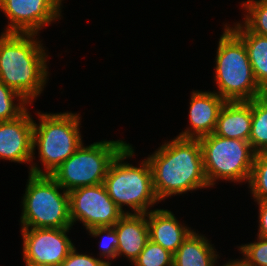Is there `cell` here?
Instances as JSON below:
<instances>
[{"label": "cell", "mask_w": 267, "mask_h": 266, "mask_svg": "<svg viewBox=\"0 0 267 266\" xmlns=\"http://www.w3.org/2000/svg\"><path fill=\"white\" fill-rule=\"evenodd\" d=\"M216 50L214 81L225 101H251L266 92L253 75L244 42L224 24Z\"/></svg>", "instance_id": "5"}, {"label": "cell", "mask_w": 267, "mask_h": 266, "mask_svg": "<svg viewBox=\"0 0 267 266\" xmlns=\"http://www.w3.org/2000/svg\"><path fill=\"white\" fill-rule=\"evenodd\" d=\"M26 266H54L51 264H45V263H34V262H24Z\"/></svg>", "instance_id": "29"}, {"label": "cell", "mask_w": 267, "mask_h": 266, "mask_svg": "<svg viewBox=\"0 0 267 266\" xmlns=\"http://www.w3.org/2000/svg\"><path fill=\"white\" fill-rule=\"evenodd\" d=\"M29 104L18 92L0 82V122L17 119Z\"/></svg>", "instance_id": "20"}, {"label": "cell", "mask_w": 267, "mask_h": 266, "mask_svg": "<svg viewBox=\"0 0 267 266\" xmlns=\"http://www.w3.org/2000/svg\"><path fill=\"white\" fill-rule=\"evenodd\" d=\"M222 266H242L236 259L229 260L227 263L223 264Z\"/></svg>", "instance_id": "28"}, {"label": "cell", "mask_w": 267, "mask_h": 266, "mask_svg": "<svg viewBox=\"0 0 267 266\" xmlns=\"http://www.w3.org/2000/svg\"><path fill=\"white\" fill-rule=\"evenodd\" d=\"M252 122L251 101H226L220 110L215 135L249 141Z\"/></svg>", "instance_id": "16"}, {"label": "cell", "mask_w": 267, "mask_h": 266, "mask_svg": "<svg viewBox=\"0 0 267 266\" xmlns=\"http://www.w3.org/2000/svg\"><path fill=\"white\" fill-rule=\"evenodd\" d=\"M91 237H101V241L98 242L100 245V259L106 261L108 265H111V259L117 258V247L119 240L117 238V232L115 228L112 227H95L88 230ZM103 235V236H102ZM102 256V258H101ZM104 257V258H103ZM106 259V260H105ZM108 260V261H107Z\"/></svg>", "instance_id": "24"}, {"label": "cell", "mask_w": 267, "mask_h": 266, "mask_svg": "<svg viewBox=\"0 0 267 266\" xmlns=\"http://www.w3.org/2000/svg\"><path fill=\"white\" fill-rule=\"evenodd\" d=\"M59 266H110L106 261L88 254L78 253L74 247Z\"/></svg>", "instance_id": "26"}, {"label": "cell", "mask_w": 267, "mask_h": 266, "mask_svg": "<svg viewBox=\"0 0 267 266\" xmlns=\"http://www.w3.org/2000/svg\"><path fill=\"white\" fill-rule=\"evenodd\" d=\"M198 140L210 187H214L217 180L248 183L256 154L248 141L220 137L214 133Z\"/></svg>", "instance_id": "7"}, {"label": "cell", "mask_w": 267, "mask_h": 266, "mask_svg": "<svg viewBox=\"0 0 267 266\" xmlns=\"http://www.w3.org/2000/svg\"><path fill=\"white\" fill-rule=\"evenodd\" d=\"M149 239L174 254L194 230L181 224L168 209H154L147 213Z\"/></svg>", "instance_id": "14"}, {"label": "cell", "mask_w": 267, "mask_h": 266, "mask_svg": "<svg viewBox=\"0 0 267 266\" xmlns=\"http://www.w3.org/2000/svg\"><path fill=\"white\" fill-rule=\"evenodd\" d=\"M153 177V186L159 201L168 197L209 188L203 155L198 139L176 136L146 157Z\"/></svg>", "instance_id": "1"}, {"label": "cell", "mask_w": 267, "mask_h": 266, "mask_svg": "<svg viewBox=\"0 0 267 266\" xmlns=\"http://www.w3.org/2000/svg\"><path fill=\"white\" fill-rule=\"evenodd\" d=\"M134 266H173V254L150 239L132 263Z\"/></svg>", "instance_id": "23"}, {"label": "cell", "mask_w": 267, "mask_h": 266, "mask_svg": "<svg viewBox=\"0 0 267 266\" xmlns=\"http://www.w3.org/2000/svg\"><path fill=\"white\" fill-rule=\"evenodd\" d=\"M248 186L254 201H267V152L255 154Z\"/></svg>", "instance_id": "22"}, {"label": "cell", "mask_w": 267, "mask_h": 266, "mask_svg": "<svg viewBox=\"0 0 267 266\" xmlns=\"http://www.w3.org/2000/svg\"><path fill=\"white\" fill-rule=\"evenodd\" d=\"M248 142L255 153L267 152V93L252 100L251 133Z\"/></svg>", "instance_id": "19"}, {"label": "cell", "mask_w": 267, "mask_h": 266, "mask_svg": "<svg viewBox=\"0 0 267 266\" xmlns=\"http://www.w3.org/2000/svg\"><path fill=\"white\" fill-rule=\"evenodd\" d=\"M225 100L216 92L193 90L190 97L189 125L177 135L181 138L199 139L214 133L217 119Z\"/></svg>", "instance_id": "13"}, {"label": "cell", "mask_w": 267, "mask_h": 266, "mask_svg": "<svg viewBox=\"0 0 267 266\" xmlns=\"http://www.w3.org/2000/svg\"><path fill=\"white\" fill-rule=\"evenodd\" d=\"M259 206L257 236L267 239V201H255Z\"/></svg>", "instance_id": "27"}, {"label": "cell", "mask_w": 267, "mask_h": 266, "mask_svg": "<svg viewBox=\"0 0 267 266\" xmlns=\"http://www.w3.org/2000/svg\"><path fill=\"white\" fill-rule=\"evenodd\" d=\"M62 1L0 0V10L8 19L3 33L39 34L42 27L61 19Z\"/></svg>", "instance_id": "10"}, {"label": "cell", "mask_w": 267, "mask_h": 266, "mask_svg": "<svg viewBox=\"0 0 267 266\" xmlns=\"http://www.w3.org/2000/svg\"><path fill=\"white\" fill-rule=\"evenodd\" d=\"M36 36L39 34H0V82L30 104L44 91L50 74L47 50Z\"/></svg>", "instance_id": "2"}, {"label": "cell", "mask_w": 267, "mask_h": 266, "mask_svg": "<svg viewBox=\"0 0 267 266\" xmlns=\"http://www.w3.org/2000/svg\"><path fill=\"white\" fill-rule=\"evenodd\" d=\"M124 140H100L84 143L51 176L67 192L102 184L113 159L127 145Z\"/></svg>", "instance_id": "8"}, {"label": "cell", "mask_w": 267, "mask_h": 266, "mask_svg": "<svg viewBox=\"0 0 267 266\" xmlns=\"http://www.w3.org/2000/svg\"><path fill=\"white\" fill-rule=\"evenodd\" d=\"M20 223L21 228H72L69 192L51 175L29 173Z\"/></svg>", "instance_id": "6"}, {"label": "cell", "mask_w": 267, "mask_h": 266, "mask_svg": "<svg viewBox=\"0 0 267 266\" xmlns=\"http://www.w3.org/2000/svg\"><path fill=\"white\" fill-rule=\"evenodd\" d=\"M226 25L244 42L253 75L258 85L267 93V36L251 32L243 23Z\"/></svg>", "instance_id": "18"}, {"label": "cell", "mask_w": 267, "mask_h": 266, "mask_svg": "<svg viewBox=\"0 0 267 266\" xmlns=\"http://www.w3.org/2000/svg\"><path fill=\"white\" fill-rule=\"evenodd\" d=\"M218 258L208 238L193 230L173 254V266H217Z\"/></svg>", "instance_id": "17"}, {"label": "cell", "mask_w": 267, "mask_h": 266, "mask_svg": "<svg viewBox=\"0 0 267 266\" xmlns=\"http://www.w3.org/2000/svg\"><path fill=\"white\" fill-rule=\"evenodd\" d=\"M28 109L17 119L0 122V159L30 164L34 120Z\"/></svg>", "instance_id": "12"}, {"label": "cell", "mask_w": 267, "mask_h": 266, "mask_svg": "<svg viewBox=\"0 0 267 266\" xmlns=\"http://www.w3.org/2000/svg\"><path fill=\"white\" fill-rule=\"evenodd\" d=\"M133 148L128 143L118 153L110 163L103 184L110 198L124 213L146 214L151 211L150 207L160 201L154 190L148 160L143 159L139 166L124 162L135 155ZM126 205L130 208L129 211L123 208Z\"/></svg>", "instance_id": "4"}, {"label": "cell", "mask_w": 267, "mask_h": 266, "mask_svg": "<svg viewBox=\"0 0 267 266\" xmlns=\"http://www.w3.org/2000/svg\"><path fill=\"white\" fill-rule=\"evenodd\" d=\"M69 206L72 226L80 222L86 231L112 227L125 214L110 198L103 183L71 190Z\"/></svg>", "instance_id": "9"}, {"label": "cell", "mask_w": 267, "mask_h": 266, "mask_svg": "<svg viewBox=\"0 0 267 266\" xmlns=\"http://www.w3.org/2000/svg\"><path fill=\"white\" fill-rule=\"evenodd\" d=\"M241 6L245 10L242 23L251 32L267 36V0H247Z\"/></svg>", "instance_id": "21"}, {"label": "cell", "mask_w": 267, "mask_h": 266, "mask_svg": "<svg viewBox=\"0 0 267 266\" xmlns=\"http://www.w3.org/2000/svg\"><path fill=\"white\" fill-rule=\"evenodd\" d=\"M113 227L119 240L117 258L123 256L133 263L149 240L147 213H125Z\"/></svg>", "instance_id": "15"}, {"label": "cell", "mask_w": 267, "mask_h": 266, "mask_svg": "<svg viewBox=\"0 0 267 266\" xmlns=\"http://www.w3.org/2000/svg\"><path fill=\"white\" fill-rule=\"evenodd\" d=\"M69 230L71 228H21L24 262L59 266L75 247L67 235Z\"/></svg>", "instance_id": "11"}, {"label": "cell", "mask_w": 267, "mask_h": 266, "mask_svg": "<svg viewBox=\"0 0 267 266\" xmlns=\"http://www.w3.org/2000/svg\"><path fill=\"white\" fill-rule=\"evenodd\" d=\"M39 124H33V156L29 172L51 175L83 143L80 132L81 115L72 112L42 113L37 111ZM37 146V147H36ZM38 149L39 162H33Z\"/></svg>", "instance_id": "3"}, {"label": "cell", "mask_w": 267, "mask_h": 266, "mask_svg": "<svg viewBox=\"0 0 267 266\" xmlns=\"http://www.w3.org/2000/svg\"><path fill=\"white\" fill-rule=\"evenodd\" d=\"M242 258L236 259L242 266H267V239L257 236V241L237 247Z\"/></svg>", "instance_id": "25"}]
</instances>
